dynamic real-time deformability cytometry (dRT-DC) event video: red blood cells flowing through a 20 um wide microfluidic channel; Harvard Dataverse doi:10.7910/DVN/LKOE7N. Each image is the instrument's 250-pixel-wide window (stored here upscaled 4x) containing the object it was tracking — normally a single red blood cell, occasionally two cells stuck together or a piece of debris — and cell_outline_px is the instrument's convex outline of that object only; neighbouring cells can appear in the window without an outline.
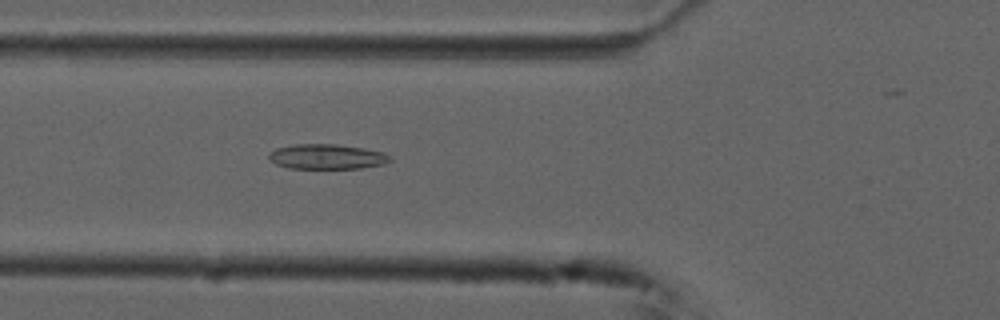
{"species": "common noctule bat (a hibernating species)", "species_latin": "Nyctalus noctula", "temperature_condition": "cold", "stored_images_in_passage": 38, "camera_frame_rate_fps": 3000, "um_per_image_px": 0.085, "animal": {"sex": "male", "forearm_length_mm": 52.5}, "frame": {"image": 1, "passage_image": 7, "time_ms": 2.0, "image_size_px": [1000, 320], "cell_outline_px": [[392, 160], [384, 164], [360, 168], [288, 168], [276, 164], [268, 156], [268, 152], [276, 148], [296, 144], [336, 144], [364, 148], [384, 152], [392, 156]], "centroid_in_image_um": [27.81, 13.31], "position_along_channel_um": 98.0, "area_um2": 17.69}}
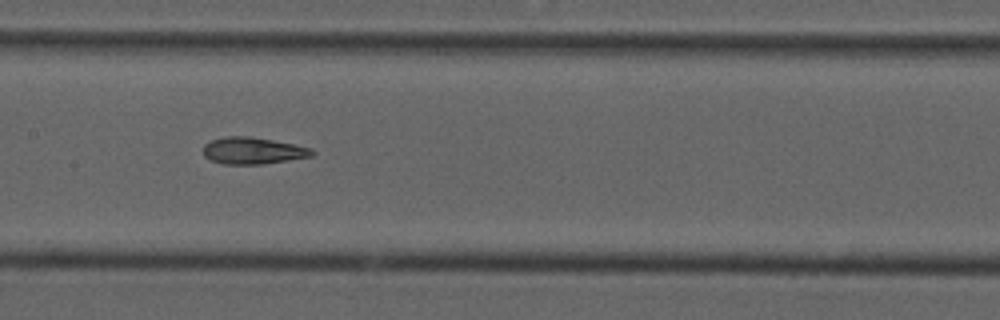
{"frame": {"image": 2, "passage_image": 14, "time_ms": 4.333, "image_size_px": [1000, 320], "cell_outline_px": [[316, 152], [312, 156], [264, 164], [224, 164], [212, 160], [204, 156], [204, 144], [212, 140], [228, 136], [252, 136], [296, 144], [312, 148]], "centroid_in_image_um": [21.54, 12.8], "position_along_channel_um": 185.9, "area_um2": 17.05}}
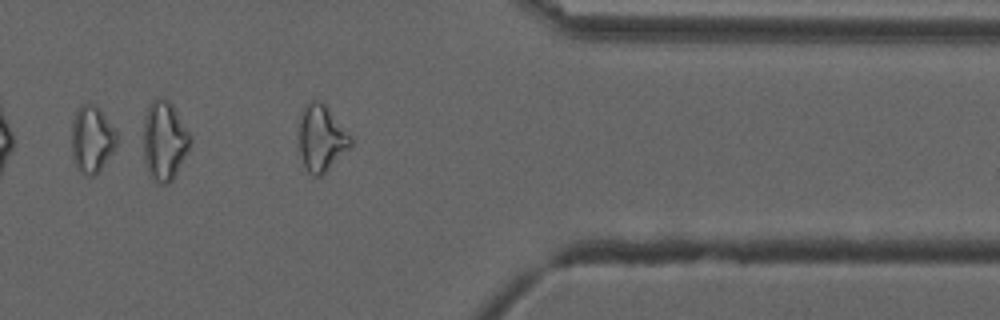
{"frame": {"image": 3, "passage_image": 31, "time_ms": 10.0, "image_size_px": [1000, 320], "cell_outline_px": [[120, 140], [116, 148], [100, 168], [92, 176], [84, 176], [76, 168], [72, 156], [72, 120], [76, 108], [80, 104], [96, 104], [100, 108], [116, 132]], "centroid_in_image_um": [7.81, 11.81], "position_along_channel_um": 403.6, "area_um2": 17.92}, "authors_computed_cell_mechanics": {"area_um2": 17.4845, "velocity_mm_per_s": 3.7386, "shape_relaxation_time_tau1_ms": null, "shape_relaxation_time_tau2_ms": 4.1319, "deformation_change_tau1": null, "deformation_change_tau2": 0.1279}}